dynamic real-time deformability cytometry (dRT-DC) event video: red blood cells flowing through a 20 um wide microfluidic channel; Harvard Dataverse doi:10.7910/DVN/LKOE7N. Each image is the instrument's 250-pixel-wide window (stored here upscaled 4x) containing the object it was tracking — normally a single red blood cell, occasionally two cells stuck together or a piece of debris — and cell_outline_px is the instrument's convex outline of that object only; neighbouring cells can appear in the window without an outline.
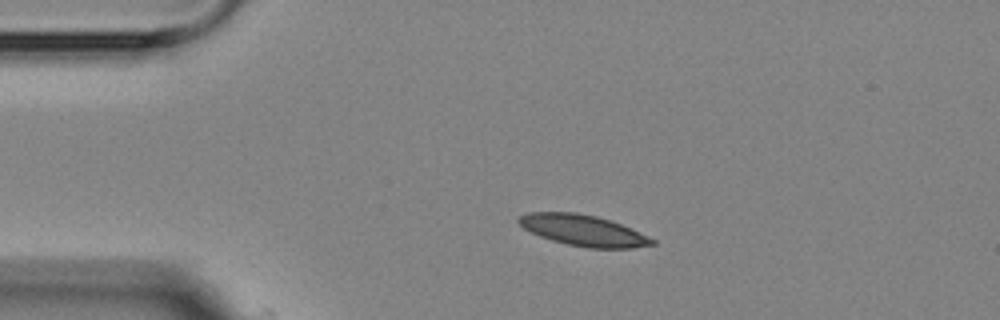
{"species": "Egyptian fruit bat (a non-hibernating species)", "species_latin": "Rousettus aegyptiacus", "temperature_condition": "room temperature", "stored_images_in_passage": 3, "camera_frame_rate_fps": 3000, "um_per_image_px": 0.085, "animal": {"sex": "female"}, "frame": {"image": 1, "passage_image": 2, "time_ms": 2.0, "image_size_px": [1000, 320], "cell_outline_px": [[656, 244], [632, 248], [588, 248], [568, 244], [552, 240], [540, 236], [524, 228], [516, 220], [520, 216], [528, 212], [576, 212], [596, 216], [620, 224], [648, 236], [656, 240]], "centroid_in_image_um": [49.57, 19.58], "position_along_channel_um": 35.4, "area_um2": 23.87}}